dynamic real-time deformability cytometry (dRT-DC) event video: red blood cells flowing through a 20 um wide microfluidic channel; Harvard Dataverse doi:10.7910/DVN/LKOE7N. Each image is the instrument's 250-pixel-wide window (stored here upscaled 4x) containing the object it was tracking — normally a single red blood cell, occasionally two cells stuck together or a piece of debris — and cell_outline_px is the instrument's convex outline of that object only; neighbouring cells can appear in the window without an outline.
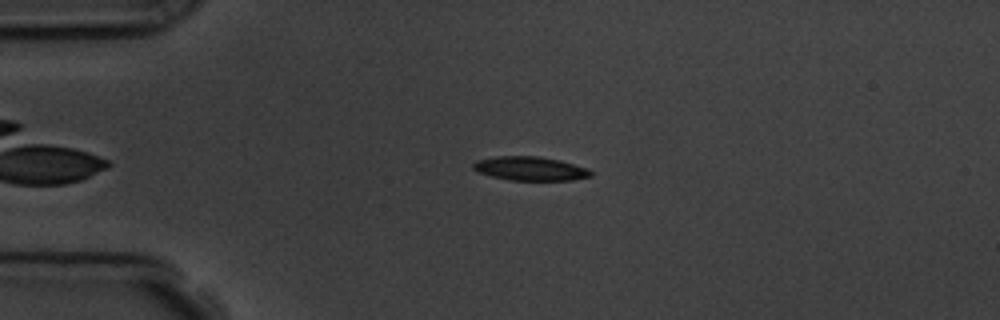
{"species": "common noctule bat (a hibernating species)", "species_latin": "Nyctalus noctula", "temperature_condition": "room temperature", "stored_images_in_passage": 6, "camera_frame_rate_fps": 3000, "um_per_image_px": 0.085, "animal": {"sex": "male", "body_mass_g": 19.5, "forearm_length_mm": 54.6}, "frame": {"image": 1, "passage_image": 6, "time_ms": 6.0, "image_size_px": [1000, 320], "cell_outline_px": [[592, 176], [572, 180], [508, 180], [476, 172], [472, 168], [472, 164], [476, 160], [496, 156], [540, 156], [560, 160], [588, 168], [592, 172]], "centroid_in_image_um": [45.05, 14.32], "position_along_channel_um": 40.0, "area_um2": 16.53}}